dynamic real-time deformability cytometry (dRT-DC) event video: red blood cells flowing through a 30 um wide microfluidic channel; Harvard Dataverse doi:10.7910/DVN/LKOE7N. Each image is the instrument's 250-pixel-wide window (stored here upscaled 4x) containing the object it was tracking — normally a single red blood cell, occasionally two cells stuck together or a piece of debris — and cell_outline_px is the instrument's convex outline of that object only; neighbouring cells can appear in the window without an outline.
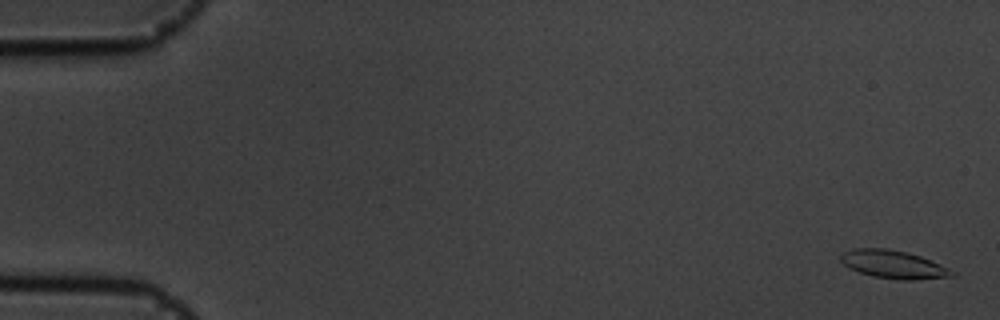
{"species": "common noctule bat (a hibernating species)", "species_latin": "Nyctalus noctula", "temperature_condition": "cold", "stored_images_in_passage": 57, "camera_frame_rate_fps": 3000, "um_per_image_px": 0.085, "animal": {"sex": "male", "body_mass_g": 19.5, "forearm_length_mm": 54.6}, "frame": {"image": 1, "passage_image": 2, "time_ms": 0.333, "image_size_px": [1000, 320], "cell_outline_px": [[956, 276], [916, 280], [900, 280], [872, 276], [848, 268], [840, 260], [840, 256], [844, 252], [852, 248], [888, 248], [908, 252], [920, 256], [940, 264], [956, 272]], "centroid_in_image_um": [75.95, 22.47], "position_along_channel_um": 9.0, "area_um2": 18.38}}
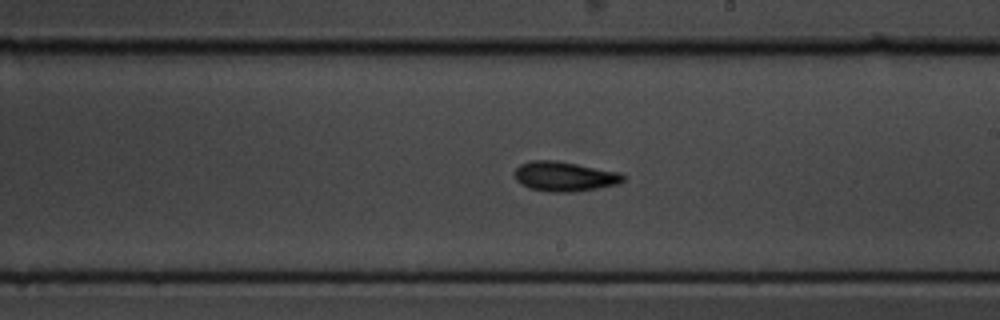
{"frame": {"image": 2, "passage_image": 33, "time_ms": 10.667, "image_size_px": [1000, 320], "cell_outline_px": [[624, 180], [620, 184], [572, 192], [548, 192], [528, 188], [520, 184], [516, 180], [516, 168], [520, 164], [532, 160], [556, 160], [620, 172], [624, 176]], "centroid_in_image_um": [47.98, 15.0], "position_along_channel_um": 241.0, "area_um2": 18.84}}
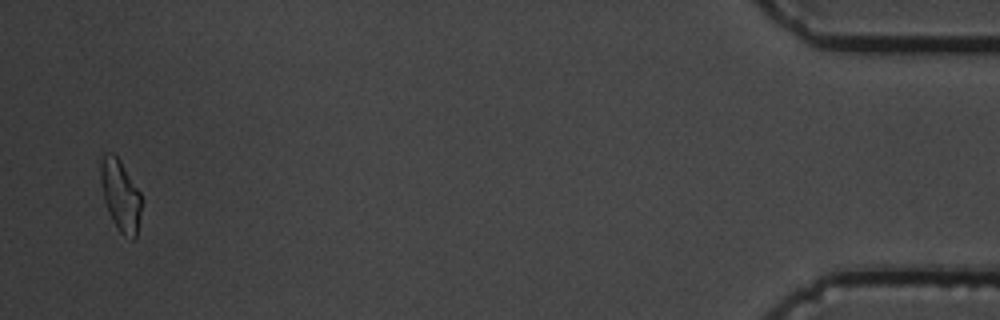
{"frame": {"image": 3, "passage_image": 55, "time_ms": 18.0, "image_size_px": [1000, 320], "cell_outline_px": [[140, 212], [136, 240], [132, 240], [124, 236], [120, 232], [112, 220], [108, 212], [104, 200], [100, 184], [100, 160], [104, 152], [112, 152], [120, 160], [140, 192]], "centroid_in_image_um": [10.21, 16.6], "position_along_channel_um": 425.0, "area_um2": 17.05}, "authors_computed_cell_mechanics": {"area_um2": 17.6868, "velocity_mm_per_s": 3.6077, "shape_relaxation_time_tau1_ms": 3.1843, "shape_relaxation_time_tau2_ms": 3.2301, "deformation_change_tau1": 0.1002, "deformation_change_tau2": 0.0959}}